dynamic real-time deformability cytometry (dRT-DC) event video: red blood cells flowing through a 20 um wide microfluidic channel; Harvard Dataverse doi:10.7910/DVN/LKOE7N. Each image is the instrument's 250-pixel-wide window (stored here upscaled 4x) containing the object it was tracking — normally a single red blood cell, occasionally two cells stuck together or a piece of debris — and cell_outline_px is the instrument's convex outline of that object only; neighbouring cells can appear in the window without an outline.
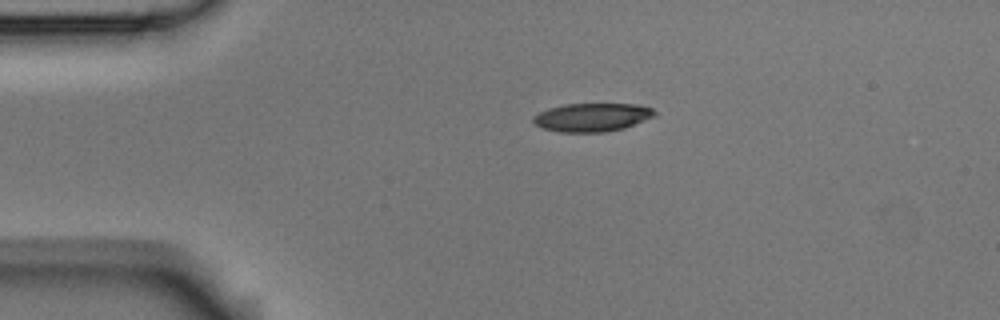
{"species": "Egyptian fruit bat (a non-hibernating species)", "species_latin": "Rousettus aegyptiacus", "temperature_condition": "room temperature", "stored_images_in_passage": 43, "camera_frame_rate_fps": 3000, "um_per_image_px": 0.085, "animal": {"sex": "male"}, "frame": {"image": 1, "passage_image": 1, "time_ms": 0.0, "image_size_px": [1000, 320], "cell_outline_px": [[656, 116], [624, 128], [604, 132], [560, 132], [544, 128], [536, 124], [532, 120], [532, 116], [548, 108], [564, 104], [636, 104], [652, 108], [656, 112]], "centroid_in_image_um": [50.34, 9.96], "position_along_channel_um": 34.7, "area_um2": 20.06}}
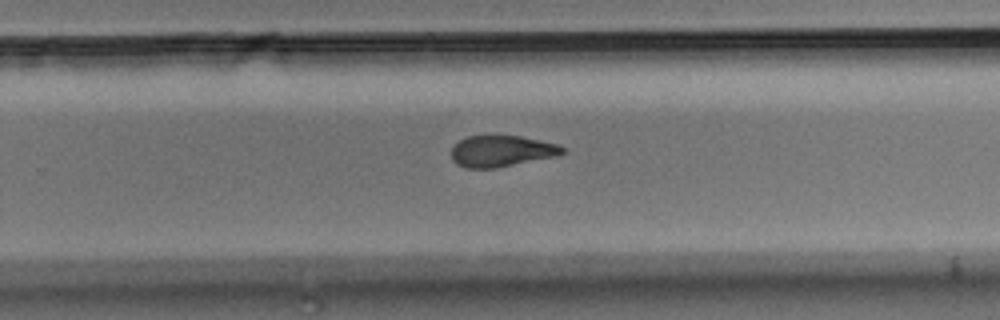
{"frame": {"image": 2, "passage_image": 24, "time_ms": 7.667, "image_size_px": [1000, 320], "cell_outline_px": [[564, 152], [556, 156], [496, 168], [464, 168], [456, 164], [452, 160], [452, 144], [468, 136], [520, 136], [556, 144], [564, 148]], "centroid_in_image_um": [42.57, 12.85], "position_along_channel_um": 287.2, "area_um2": 20.11}}
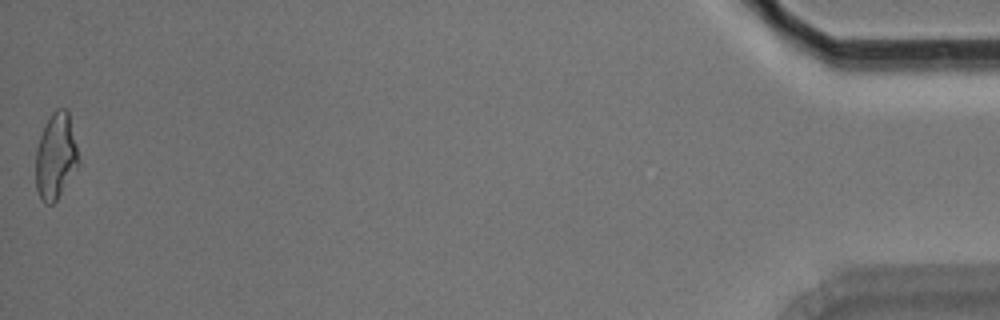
{"frame": {"image": 3, "passage_image": 43, "time_ms": 14.0, "image_size_px": [1000, 320], "cell_outline_px": [[80, 164], [56, 200], [52, 204], [44, 204], [40, 200], [36, 188], [36, 148], [40, 136], [52, 112], [56, 108], [68, 108], [80, 160]], "centroid_in_image_um": [4.75, 13.28], "position_along_channel_um": 430.4, "area_um2": 21.62}, "authors_computed_cell_mechanics": {"area_um2": 21.2126, "velocity_mm_per_s": 3.7857, "shape_relaxation_time_tau1_ms": 7.7738, "shape_relaxation_time_tau2_ms": 3.8895, "deformation_change_tau1": 0.2401, "deformation_change_tau2": 0.1271}}